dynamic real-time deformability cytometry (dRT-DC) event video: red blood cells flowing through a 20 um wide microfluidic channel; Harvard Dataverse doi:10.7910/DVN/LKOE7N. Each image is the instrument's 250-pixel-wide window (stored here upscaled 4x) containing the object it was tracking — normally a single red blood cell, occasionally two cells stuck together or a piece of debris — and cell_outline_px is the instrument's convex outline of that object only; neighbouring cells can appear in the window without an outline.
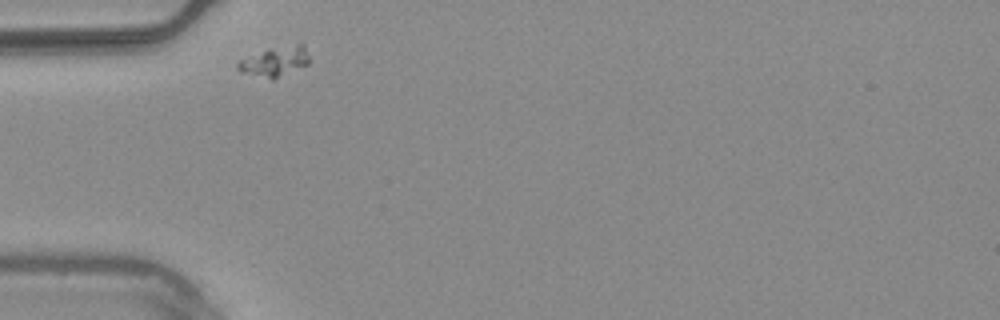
{"species": "common noctule bat (a hibernating species)", "species_latin": "Nyctalus noctula", "temperature_condition": "warm", "stored_images_in_passage": 31, "camera_frame_rate_fps": 3000, "um_per_image_px": 0.085, "animal": {"sex": "male", "body_mass_g": 20.4}, "frame": {"image": 1, "passage_image": 1, "time_ms": 0.0, "image_size_px": [1000, 320], "cell_outline_px": [[308, 64], [272, 80], [240, 72], [236, 68], [236, 64], [240, 60], [268, 48], [296, 44], [304, 44], [308, 56]], "centroid_in_image_um": [23.34, 5.23], "position_along_channel_um": 61.7, "area_um2": 12.31}}
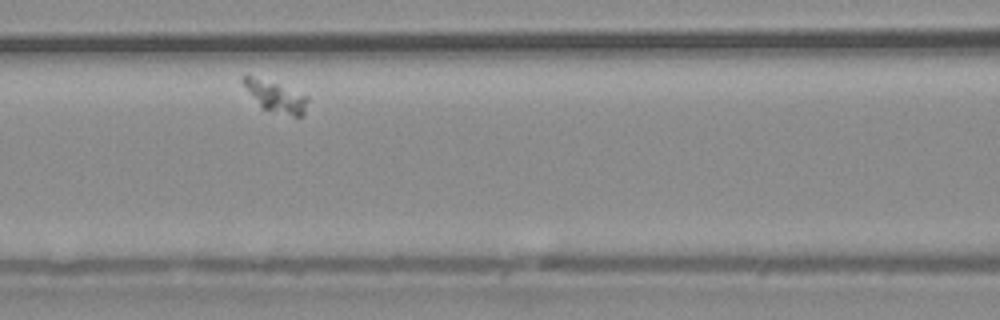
{"frame": {"image": 2, "passage_image": 9, "time_ms": 2.667, "image_size_px": [1000, 320], "cell_outline_px": [[308, 100], [304, 116], [292, 116], [264, 108], [260, 104], [240, 80], [244, 76], [252, 76], [276, 84], [308, 96]], "centroid_in_image_um": [23.49, 8.22], "position_along_channel_um": 143.1, "area_um2": 10.87}}
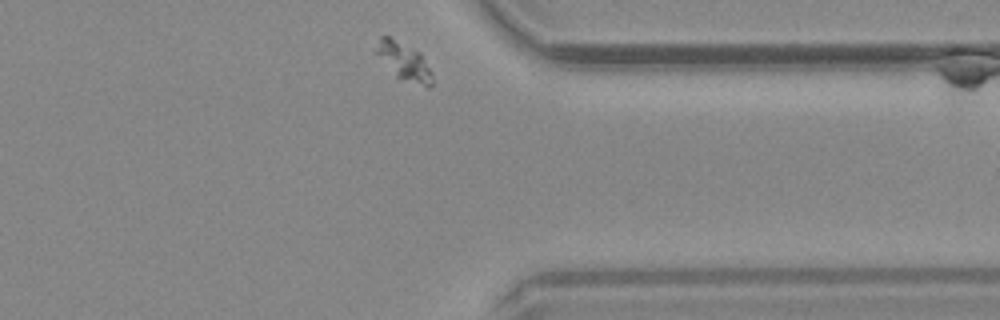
{"frame": {"image": 3, "passage_image": 31, "time_ms": 10.0, "image_size_px": [1000, 320], "cell_outline_px": [[432, 84], [428, 88], [396, 76], [376, 52], [380, 36], [388, 36], [420, 52], [432, 72]], "centroid_in_image_um": [34.4, 5.23], "position_along_channel_um": 377.0, "area_um2": 11.79}}